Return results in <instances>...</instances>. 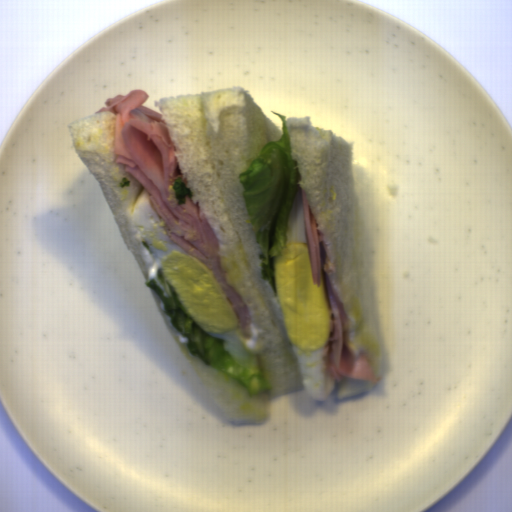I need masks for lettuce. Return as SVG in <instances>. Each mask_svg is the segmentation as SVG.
<instances>
[{
	"mask_svg": "<svg viewBox=\"0 0 512 512\" xmlns=\"http://www.w3.org/2000/svg\"><path fill=\"white\" fill-rule=\"evenodd\" d=\"M273 112L281 118L282 138L264 145L254 161L238 174V181L244 189L241 194L257 246L264 250L258 255L261 276L270 280L276 292L274 262L287 245L300 174L292 157L286 115Z\"/></svg>",
	"mask_w": 512,
	"mask_h": 512,
	"instance_id": "lettuce-1",
	"label": "lettuce"
},
{
	"mask_svg": "<svg viewBox=\"0 0 512 512\" xmlns=\"http://www.w3.org/2000/svg\"><path fill=\"white\" fill-rule=\"evenodd\" d=\"M167 295L151 278L144 281L146 286L157 292L164 312L170 317V323L187 339V350L207 366L213 367L229 383L240 384L249 397L271 390V384L259 359L250 357L238 363L232 354L225 351V339L212 337L188 312L181 302L175 287L168 281L162 269L157 270Z\"/></svg>",
	"mask_w": 512,
	"mask_h": 512,
	"instance_id": "lettuce-2",
	"label": "lettuce"
},
{
	"mask_svg": "<svg viewBox=\"0 0 512 512\" xmlns=\"http://www.w3.org/2000/svg\"><path fill=\"white\" fill-rule=\"evenodd\" d=\"M172 188L175 191V198L177 199V205L178 204H184L185 203V196L188 195L190 199H192V191L188 187L187 183L182 181L181 176L177 177L175 181L172 184Z\"/></svg>",
	"mask_w": 512,
	"mask_h": 512,
	"instance_id": "lettuce-3",
	"label": "lettuce"
}]
</instances>
